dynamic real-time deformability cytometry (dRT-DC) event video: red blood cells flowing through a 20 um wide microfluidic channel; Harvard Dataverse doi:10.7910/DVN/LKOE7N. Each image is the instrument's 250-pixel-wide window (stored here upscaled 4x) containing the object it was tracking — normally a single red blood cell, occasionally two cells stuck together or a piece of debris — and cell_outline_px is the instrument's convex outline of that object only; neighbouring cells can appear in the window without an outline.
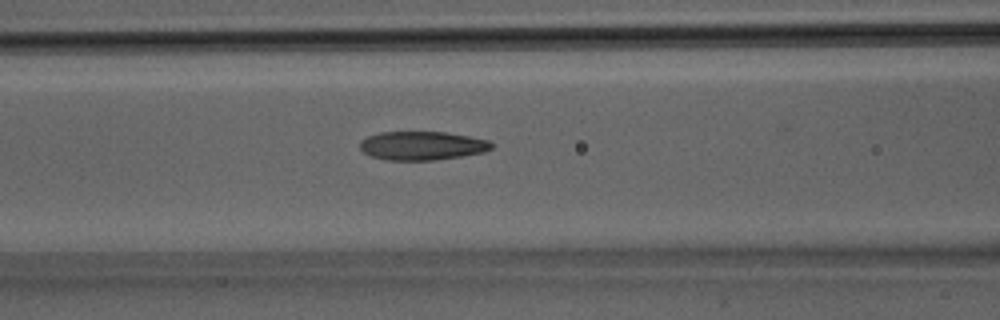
{"species": "Egyptian fruit bat (a non-hibernating species)", "species_latin": "Rousettus aegyptiacus", "temperature_condition": "room temperature", "stored_images_in_passage": 24, "camera_frame_rate_fps": 3000, "um_per_image_px": 0.085, "animal": {"sex": "male"}, "frame": {"image": 1, "passage_image": 6, "time_ms": 1.667, "image_size_px": [1000, 320], "cell_outline_px": [[492, 148], [484, 152], [460, 156], [432, 160], [384, 160], [372, 156], [364, 152], [360, 148], [360, 140], [368, 136], [380, 132], [444, 132], [468, 136], [488, 140], [492, 144]], "centroid_in_image_um": [35.85, 12.38], "position_along_channel_um": 130.8, "area_um2": 21.85}}
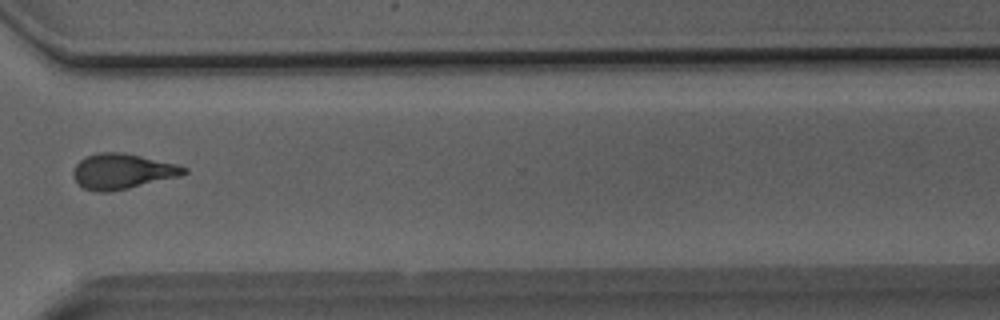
{"frame": {"image": 2, "passage_image": 17, "time_ms": 5.333, "image_size_px": [1000, 320], "cell_outline_px": [[188, 172], [180, 176], [128, 188], [108, 192], [96, 192], [84, 188], [72, 176], [72, 172], [76, 164], [80, 160], [88, 156], [100, 152], [124, 152], [180, 164], [188, 168]], "centroid_in_image_um": [10.43, 14.55], "position_along_channel_um": 360.2, "area_um2": 22.89}}
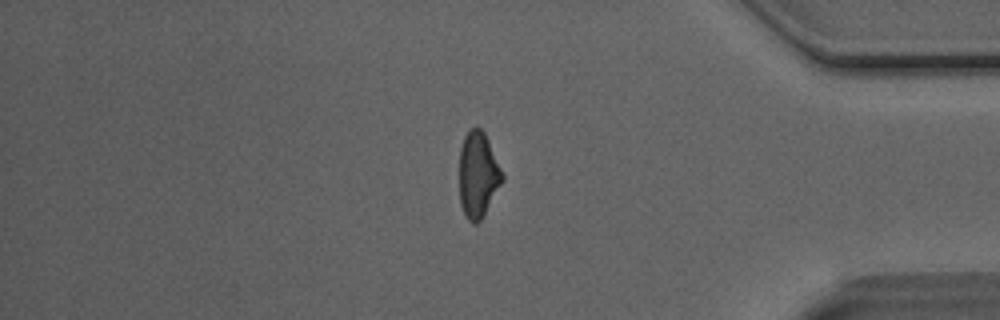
{"frame": {"image": 3, "passage_image": 20, "time_ms": 6.333, "image_size_px": [1000, 320], "cell_outline_px": [[504, 180], [480, 220], [476, 224], [472, 224], [468, 220], [460, 204], [460, 148], [464, 136], [476, 124], [484, 132], [488, 140], [504, 176]], "centroid_in_image_um": [40.63, 14.84], "position_along_channel_um": 394.6, "area_um2": 21.27}}